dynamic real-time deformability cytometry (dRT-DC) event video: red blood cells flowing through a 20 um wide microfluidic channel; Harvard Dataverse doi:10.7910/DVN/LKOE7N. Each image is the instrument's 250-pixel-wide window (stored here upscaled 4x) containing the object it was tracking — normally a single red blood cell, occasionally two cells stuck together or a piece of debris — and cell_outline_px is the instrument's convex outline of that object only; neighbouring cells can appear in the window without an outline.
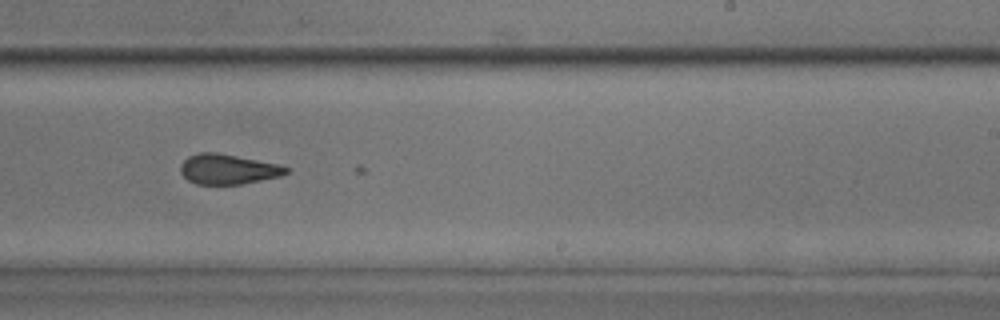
{"species": "common noctule bat (a hibernating species)", "species_latin": "Nyctalus noctula", "temperature_condition": "room temperature", "stored_images_in_passage": 38, "camera_frame_rate_fps": 3000, "um_per_image_px": 0.085, "animal": {"sex": "male", "body_mass_g": 17.9, "forearm_length_mm": 54.2}, "frame": {"image": 1, "passage_image": 18, "time_ms": 5.667, "image_size_px": [1000, 320], "cell_outline_px": [[292, 168], [288, 172], [280, 176], [240, 184], [196, 184], [188, 180], [180, 172], [180, 164], [188, 156], [196, 152], [216, 152], [280, 164]], "centroid_in_image_um": [19.38, 14.37], "position_along_channel_um": 269.6, "area_um2": 18.61}}
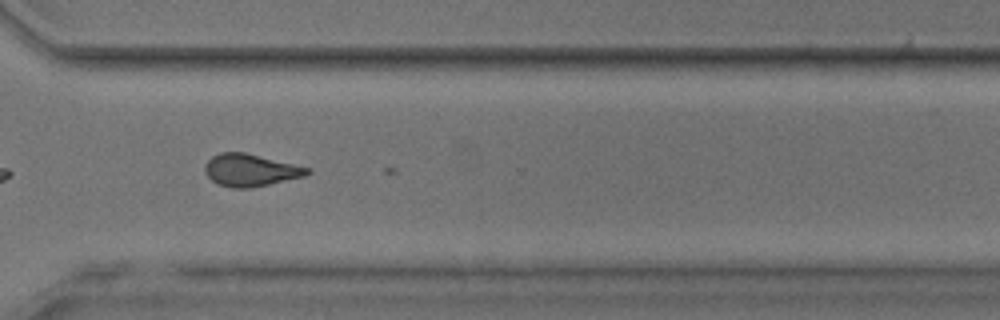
{"frame": {"image": 2, "passage_image": 24, "time_ms": 7.667, "image_size_px": [1000, 320], "cell_outline_px": [[312, 172], [304, 176], [268, 184], [248, 188], [232, 188], [216, 184], [204, 172], [204, 164], [212, 156], [220, 152], [244, 152], [312, 168]], "centroid_in_image_um": [21.27, 14.46], "position_along_channel_um": 349.3, "area_um2": 19.31}}